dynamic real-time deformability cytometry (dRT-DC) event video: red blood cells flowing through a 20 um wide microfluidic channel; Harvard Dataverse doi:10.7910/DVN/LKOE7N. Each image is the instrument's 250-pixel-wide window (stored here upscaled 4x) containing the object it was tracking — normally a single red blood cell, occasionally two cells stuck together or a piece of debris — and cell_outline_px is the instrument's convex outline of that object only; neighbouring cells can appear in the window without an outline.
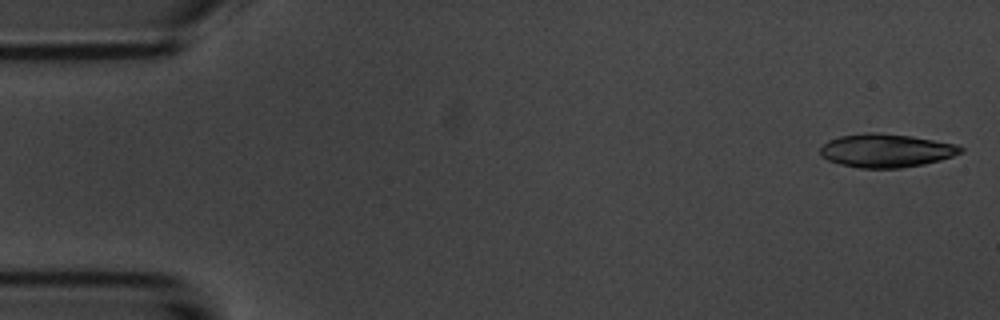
{"species": "common noctule bat (a hibernating species)", "species_latin": "Nyctalus noctula", "temperature_condition": "room temperature", "stored_images_in_passage": 4, "camera_frame_rate_fps": 3000, "um_per_image_px": 0.085, "animal": {"sex": "male", "body_mass_g": 20.1, "forearm_length_mm": 53.5}, "frame": {"image": 1, "passage_image": 1, "time_ms": 0.0, "image_size_px": [1000, 320], "cell_outline_px": [[964, 152], [940, 160], [924, 164], [900, 168], [856, 168], [840, 164], [828, 160], [820, 156], [820, 148], [828, 140], [840, 136], [868, 132], [876, 132], [912, 136], [956, 144], [964, 148]], "centroid_in_image_um": [75.31, 12.8], "position_along_channel_um": 9.7, "area_um2": 27.51}}